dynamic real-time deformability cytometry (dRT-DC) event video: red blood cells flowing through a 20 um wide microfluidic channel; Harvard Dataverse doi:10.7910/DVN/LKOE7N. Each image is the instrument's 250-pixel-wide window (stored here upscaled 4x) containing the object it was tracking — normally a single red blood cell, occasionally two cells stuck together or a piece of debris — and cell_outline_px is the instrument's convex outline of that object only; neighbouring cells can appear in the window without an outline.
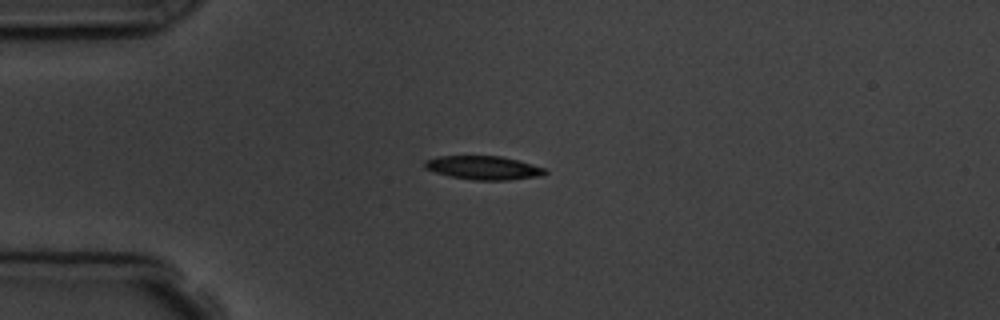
{"species": "common noctule bat (a hibernating species)", "species_latin": "Nyctalus noctula", "temperature_condition": "room temperature", "stored_images_in_passage": 3, "camera_frame_rate_fps": 3000, "um_per_image_px": 0.085, "animal": {"sex": "male", "body_mass_g": 19.5, "forearm_length_mm": 54.6}, "frame": {"image": 1, "passage_image": 1, "time_ms": 0.0, "image_size_px": [1000, 320], "cell_outline_px": [[548, 172], [544, 176], [508, 180], [476, 180], [448, 176], [424, 168], [424, 160], [440, 156], [500, 156], [516, 160], [544, 168]], "centroid_in_image_um": [41.09, 14.27], "position_along_channel_um": 43.9, "area_um2": 16.53}}